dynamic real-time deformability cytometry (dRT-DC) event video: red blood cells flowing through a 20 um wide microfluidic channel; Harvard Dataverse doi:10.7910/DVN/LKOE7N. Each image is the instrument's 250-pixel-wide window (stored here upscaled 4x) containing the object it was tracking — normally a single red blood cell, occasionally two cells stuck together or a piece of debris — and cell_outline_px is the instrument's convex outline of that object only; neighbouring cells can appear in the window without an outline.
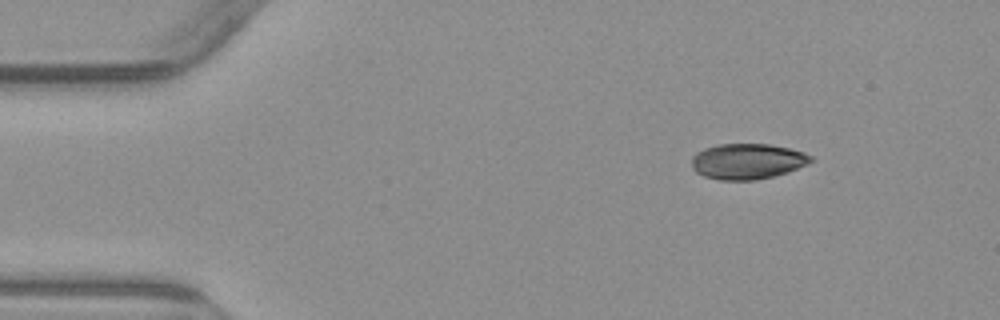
{"species": "common noctule bat (a hibernating species)", "species_latin": "Nyctalus noctula", "temperature_condition": "warm", "stored_images_in_passage": 3, "camera_frame_rate_fps": 3000, "um_per_image_px": 0.085, "animal": {"sex": "male", "body_mass_g": 23.1, "forearm_length_mm": 52.7}, "frame": {"image": 1, "passage_image": 1, "time_ms": 0.0, "image_size_px": [1000, 320], "cell_outline_px": [[816, 160], [788, 172], [756, 180], [720, 180], [704, 176], [696, 172], [692, 168], [692, 156], [696, 152], [704, 148], [716, 144], [772, 144], [804, 152], [812, 156]], "centroid_in_image_um": [63.53, 13.71], "position_along_channel_um": 21.5, "area_um2": 24.91}}